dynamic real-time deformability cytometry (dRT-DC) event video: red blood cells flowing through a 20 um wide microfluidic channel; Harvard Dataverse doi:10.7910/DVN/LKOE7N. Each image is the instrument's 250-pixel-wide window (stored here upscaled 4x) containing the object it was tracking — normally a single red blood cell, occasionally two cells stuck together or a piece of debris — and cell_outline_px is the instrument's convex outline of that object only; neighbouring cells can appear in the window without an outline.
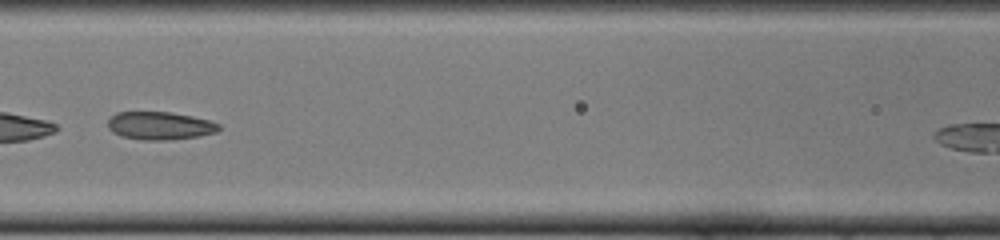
{"species": "common noctule bat (a hibernating species)", "species_latin": "Nyctalus noctula", "temperature_condition": "cold", "stored_images_in_passage": 20, "camera_frame_rate_fps": 3000, "um_per_image_px": 0.085, "animal": {"sex": "female", "body_mass_g": 22.0, "forearm_length_mm": 56.7}, "frame": {"image": 1, "passage_image": 17, "time_ms": 5.333, "image_size_px": [1000, 240], "cell_outline_px": [[220, 128], [216, 132], [200, 136], [168, 140], [144, 140], [120, 136], [112, 132], [108, 128], [108, 120], [116, 112], [172, 112], [192, 116], [208, 120], [220, 124]], "centroid_in_image_um": [13.58, 10.69], "position_along_channel_um": 153.0, "area_um2": 18.15}}